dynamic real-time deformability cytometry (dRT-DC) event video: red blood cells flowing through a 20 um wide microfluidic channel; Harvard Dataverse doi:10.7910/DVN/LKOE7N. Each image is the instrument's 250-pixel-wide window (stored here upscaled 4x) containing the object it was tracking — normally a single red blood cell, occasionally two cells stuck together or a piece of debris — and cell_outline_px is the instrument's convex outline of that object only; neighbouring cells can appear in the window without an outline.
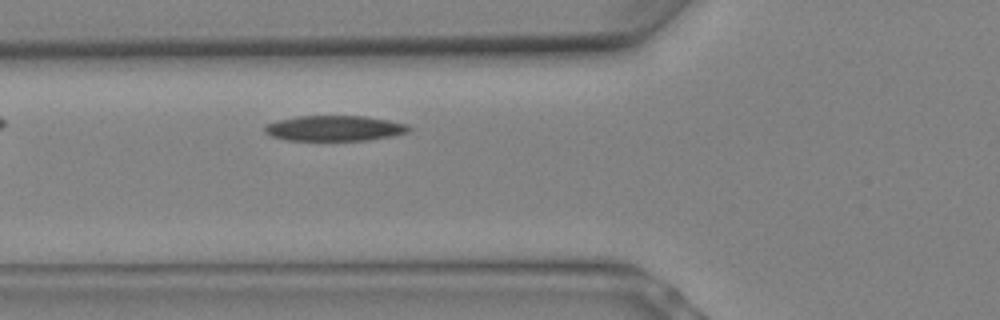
{"species": "Egyptian fruit bat (a non-hibernating species)", "species_latin": "Rousettus aegyptiacus", "temperature_condition": "warm", "stored_images_in_passage": 5, "camera_frame_rate_fps": 3000, "um_per_image_px": 0.085, "animal": {"sex": "female"}, "frame": {"image": 1, "passage_image": 5, "time_ms": 1.333, "image_size_px": [1000, 320], "cell_outline_px": [[412, 128], [408, 132], [392, 136], [368, 140], [284, 140], [272, 136], [264, 132], [264, 124], [276, 120], [296, 116], [364, 116], [388, 120], [408, 124]], "centroid_in_image_um": [28.41, 10.9], "position_along_channel_um": 97.4, "area_um2": 21.5}}